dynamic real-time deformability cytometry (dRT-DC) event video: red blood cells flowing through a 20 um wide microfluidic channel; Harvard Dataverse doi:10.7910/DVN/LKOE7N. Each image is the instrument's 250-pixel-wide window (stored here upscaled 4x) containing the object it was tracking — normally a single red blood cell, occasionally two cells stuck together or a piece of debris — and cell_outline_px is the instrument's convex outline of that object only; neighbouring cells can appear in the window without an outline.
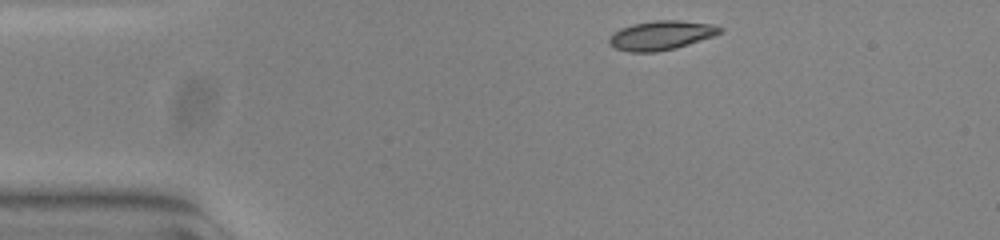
{"species": "common noctule bat (a hibernating species)", "species_latin": "Nyctalus noctula", "temperature_condition": "warm", "stored_images_in_passage": 45, "camera_frame_rate_fps": 3000, "um_per_image_px": 0.085, "animal": {"sex": "female", "body_mass_g": 23.0, "forearm_length_mm": 53.4}, "frame": {"image": 1, "passage_image": 1, "time_ms": 0.0, "image_size_px": [1000, 240], "cell_outline_px": [[724, 32], [676, 48], [656, 52], [628, 52], [616, 48], [608, 40], [620, 28], [632, 24], [656, 20], [680, 20], [712, 24], [724, 28]], "centroid_in_image_um": [56.24, 2.99], "position_along_channel_um": 28.8, "area_um2": 18.67}}
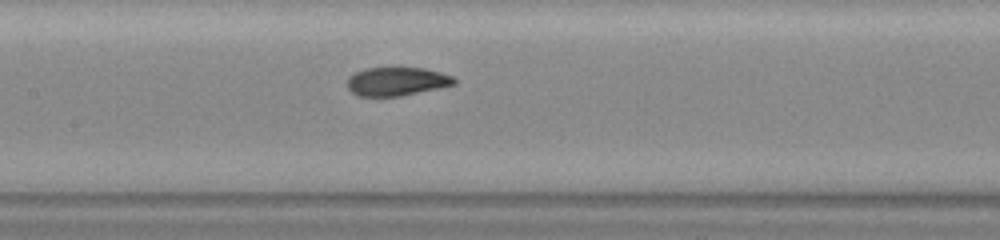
{"frame": {"image": 2, "passage_image": 17, "time_ms": 5.333, "image_size_px": [1000, 240], "cell_outline_px": [[456, 84], [440, 88], [400, 96], [360, 96], [352, 92], [348, 88], [348, 76], [364, 68], [424, 68], [440, 72], [452, 76], [456, 80]], "centroid_in_image_um": [33.73, 6.92], "position_along_channel_um": 173.7, "area_um2": 17.74}}
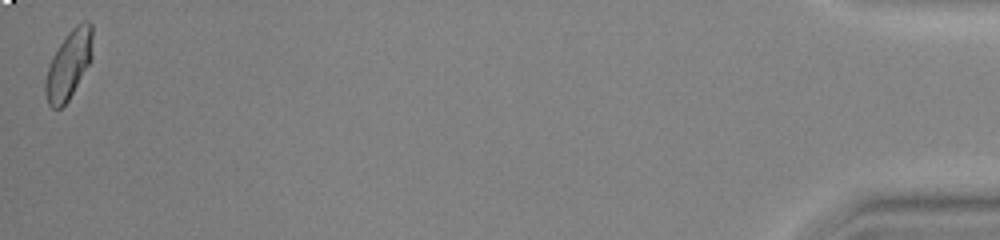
{"frame": {"image": 3, "passage_image": 45, "time_ms": 14.667, "image_size_px": [1000, 240], "cell_outline_px": [[92, 60], [68, 100], [60, 108], [52, 108], [48, 104], [44, 92], [44, 84], [48, 68], [52, 56], [68, 32], [76, 24], [84, 20], [88, 20], [92, 24]], "centroid_in_image_um": [5.85, 5.48], "position_along_channel_um": 429.3, "area_um2": 18.84}, "authors_computed_cell_mechanics": {"area_um2": 18.4382, "velocity_mm_per_s": 3.7947, "shape_relaxation_time_tau1_ms": 4.5892, "shape_relaxation_time_tau2_ms": 1.0503, "deformation_change_tau1": 0.1769, "deformation_change_tau2": 0.0523}}